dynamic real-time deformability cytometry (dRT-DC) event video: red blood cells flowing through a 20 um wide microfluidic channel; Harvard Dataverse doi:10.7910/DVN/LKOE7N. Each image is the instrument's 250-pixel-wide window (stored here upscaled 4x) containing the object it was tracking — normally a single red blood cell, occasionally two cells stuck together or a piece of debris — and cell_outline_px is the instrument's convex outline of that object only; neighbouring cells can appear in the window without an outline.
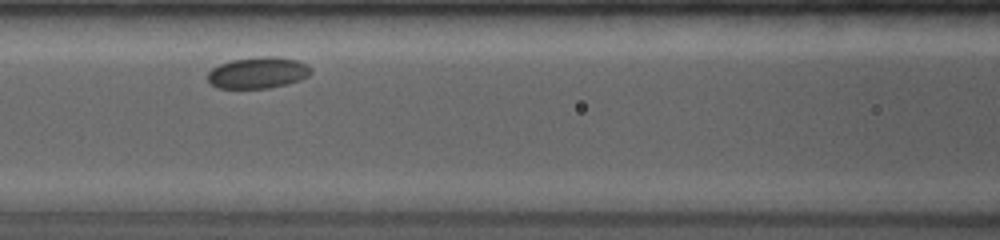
{"species": "common noctule bat (a hibernating species)", "species_latin": "Nyctalus noctula", "temperature_condition": "room temperature", "stored_images_in_passage": 12, "camera_frame_rate_fps": 4000, "um_per_image_px": 0.085, "animal": {"sex": "female", "body_mass_g": 19.0, "forearm_length_mm": 53.3}, "frame": {"image": 1, "passage_image": 3, "time_ms": 2.0, "image_size_px": [1000, 240], "cell_outline_px": [[312, 72], [308, 76], [300, 80], [288, 84], [268, 88], [216, 88], [208, 80], [208, 72], [212, 68], [220, 64], [232, 60], [260, 56], [276, 56], [300, 60], [308, 64], [312, 68]], "centroid_in_image_um": [21.97, 6.17], "position_along_channel_um": 144.6, "area_um2": 19.13}}
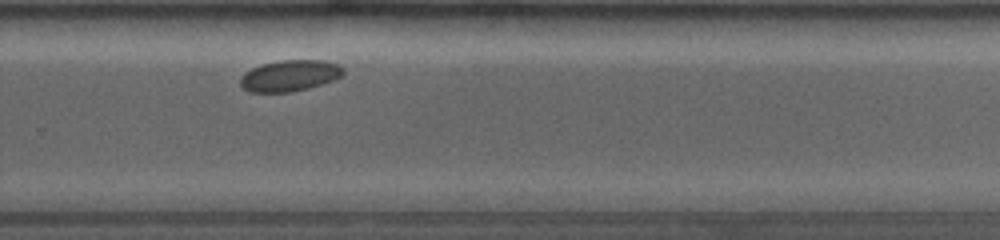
{"frame": {"image": 2, "passage_image": 9, "time_ms": 6.5, "image_size_px": [1000, 240], "cell_outline_px": [[344, 72], [340, 76], [332, 80], [308, 88], [288, 92], [248, 92], [240, 84], [240, 76], [244, 72], [260, 64], [280, 60], [324, 60], [340, 64], [344, 68]], "centroid_in_image_um": [24.61, 6.41], "position_along_channel_um": 305.2, "area_um2": 18.79}}
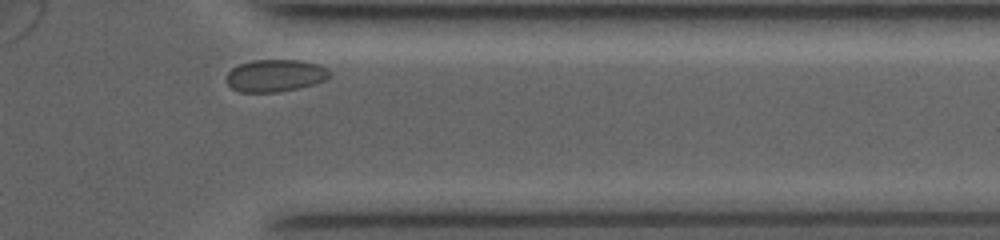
{"frame": {"image": 3, "passage_image": 12, "time_ms": 8.75, "image_size_px": [1000, 240], "cell_outline_px": [[328, 76], [324, 80], [312, 84], [296, 88], [276, 92], [240, 92], [232, 88], [224, 80], [228, 72], [232, 68], [240, 64], [252, 60], [300, 60], [320, 64], [328, 72]], "centroid_in_image_um": [23.32, 6.42], "position_along_channel_um": 388.1, "area_um2": 19.19}}